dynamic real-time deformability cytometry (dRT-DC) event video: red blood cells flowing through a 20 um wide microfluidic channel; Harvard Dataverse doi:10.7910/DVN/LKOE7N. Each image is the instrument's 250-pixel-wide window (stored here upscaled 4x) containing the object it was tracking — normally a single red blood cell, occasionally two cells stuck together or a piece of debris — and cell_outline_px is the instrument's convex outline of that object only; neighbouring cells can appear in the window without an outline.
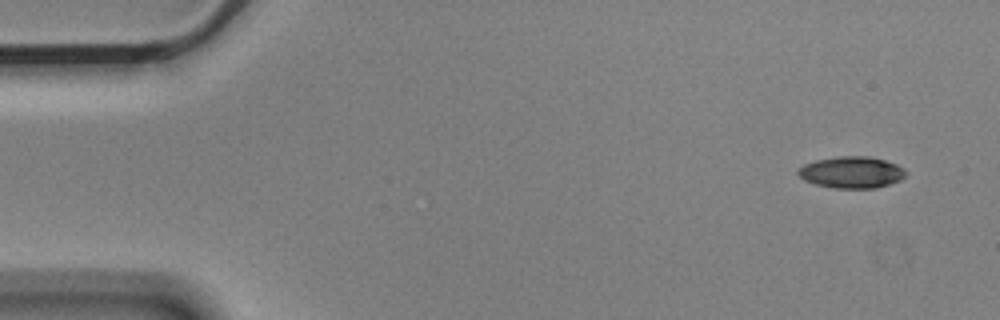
{"species": "Egyptian fruit bat (a non-hibernating species)", "species_latin": "Rousettus aegyptiacus", "temperature_condition": "cold", "stored_images_in_passage": 4, "camera_frame_rate_fps": 3000, "um_per_image_px": 0.085, "animal": {"sex": "male"}, "frame": {"image": 1, "passage_image": 1, "time_ms": 0.0, "image_size_px": [1000, 320], "cell_outline_px": [[908, 172], [900, 180], [876, 188], [836, 188], [816, 184], [804, 180], [796, 172], [804, 164], [816, 160], [836, 156], [868, 156], [884, 160], [896, 164], [904, 168]], "centroid_in_image_um": [72.39, 14.64], "position_along_channel_um": 12.6, "area_um2": 19.77}}
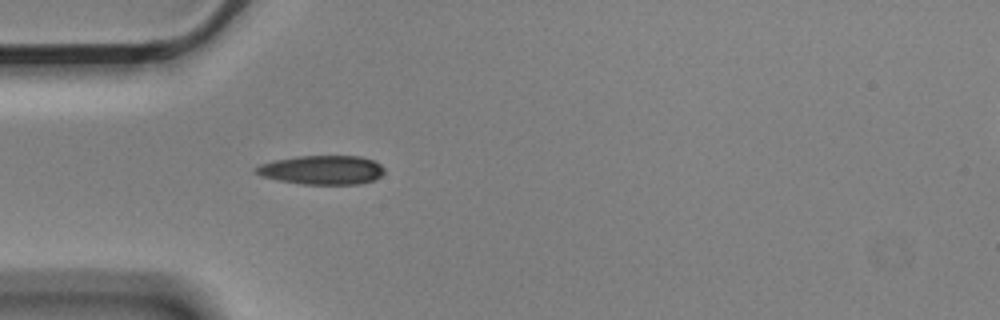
{"frame": {"image": 2, "passage_image": 4, "time_ms": 1.0, "image_size_px": [1000, 320], "cell_outline_px": [[384, 172], [380, 176], [372, 180], [360, 184], [300, 184], [260, 176], [256, 172], [256, 168], [260, 164], [276, 160], [296, 156], [360, 156], [372, 160], [380, 164], [384, 168]], "centroid_in_image_um": [27.38, 14.44], "position_along_channel_um": 57.6, "area_um2": 21.56}}